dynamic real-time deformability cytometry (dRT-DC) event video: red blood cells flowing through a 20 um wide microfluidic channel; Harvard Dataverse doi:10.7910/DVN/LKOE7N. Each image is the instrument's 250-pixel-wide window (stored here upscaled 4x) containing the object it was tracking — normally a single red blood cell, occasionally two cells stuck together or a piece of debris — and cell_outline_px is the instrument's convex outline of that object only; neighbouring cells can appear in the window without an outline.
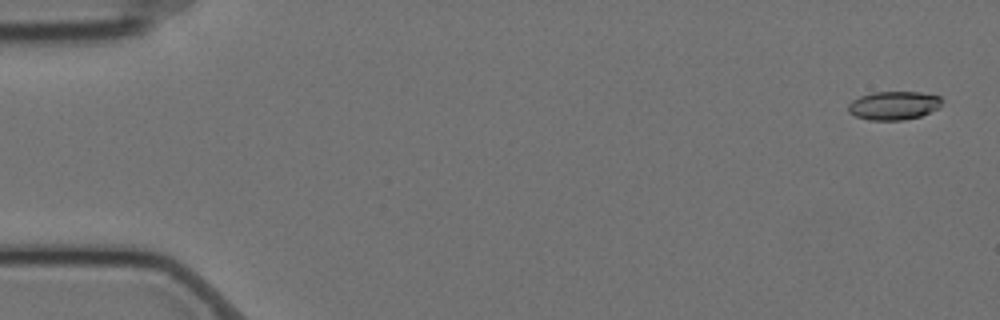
{"species": "Egyptian fruit bat (a non-hibernating species)", "species_latin": "Rousettus aegyptiacus", "temperature_condition": "cold", "stored_images_in_passage": 25, "camera_frame_rate_fps": 3000, "um_per_image_px": 0.085, "animal": {"sex": "female"}, "frame": {"image": 1, "passage_image": 3, "time_ms": 0.667, "image_size_px": [1000, 320], "cell_outline_px": [[940, 104], [936, 108], [920, 116], [904, 120], [868, 120], [856, 116], [848, 112], [848, 104], [852, 100], [860, 96], [872, 92], [920, 92], [940, 96]], "centroid_in_image_um": [75.91, 8.96], "position_along_channel_um": 9.1, "area_um2": 15.43}}
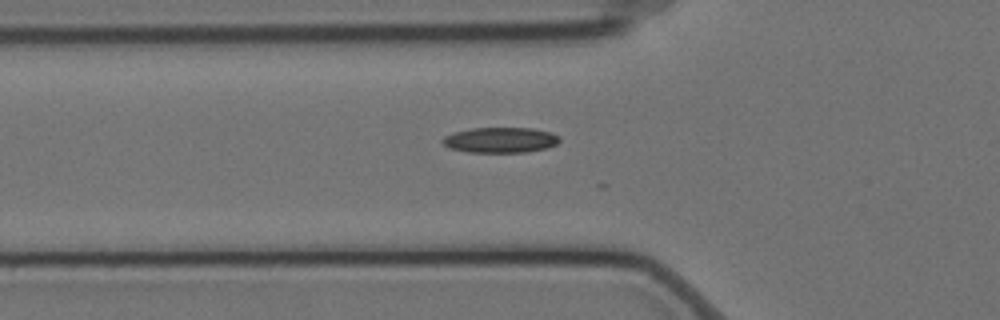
{"frame": {"image": 2, "passage_image": 21, "time_ms": 6.667, "image_size_px": [1000, 320], "cell_outline_px": [[560, 140], [556, 144], [544, 148], [528, 152], [468, 152], [448, 148], [440, 140], [444, 136], [452, 132], [472, 128], [532, 128], [552, 132], [560, 136]], "centroid_in_image_um": [42.51, 11.89], "position_along_channel_um": 83.3, "area_um2": 17.46}}
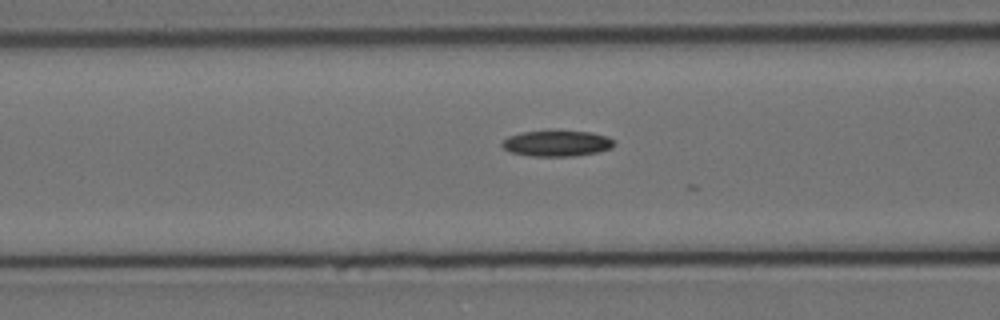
{"frame": {"image": 3, "passage_image": 24, "time_ms": 7.667, "image_size_px": [1000, 320], "cell_outline_px": [[616, 144], [612, 148], [596, 152], [572, 156], [532, 156], [512, 152], [504, 148], [500, 144], [508, 136], [524, 132], [592, 132], [608, 136]], "centroid_in_image_um": [47.36, 12.2], "position_along_channel_um": 119.2, "area_um2": 16.47}}